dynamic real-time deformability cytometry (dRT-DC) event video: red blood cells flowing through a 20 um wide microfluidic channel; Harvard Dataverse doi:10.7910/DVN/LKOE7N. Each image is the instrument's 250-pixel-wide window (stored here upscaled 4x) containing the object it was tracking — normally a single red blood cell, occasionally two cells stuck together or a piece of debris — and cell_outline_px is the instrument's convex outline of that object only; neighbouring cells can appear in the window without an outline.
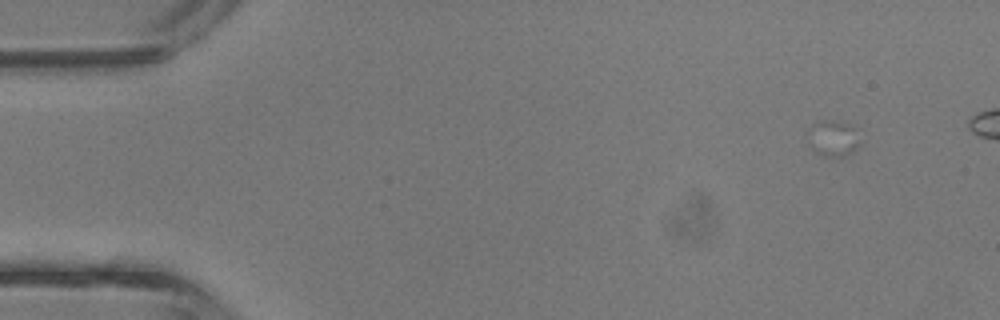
{"species": "common noctule bat (a hibernating species)", "species_latin": "Nyctalus noctula", "temperature_condition": "room temperature", "stored_images_in_passage": 3, "camera_frame_rate_fps": 3000, "um_per_image_px": 0.085, "animal": {"sex": "male", "body_mass_g": 13.3}, "frame": {"image": 1, "passage_image": 1, "time_ms": 0.0, "image_size_px": [1000, 320], "cell_outline_px": [[860, 144], [852, 152], [844, 156], [824, 156], [816, 152], [812, 148], [808, 140], [808, 132], [812, 124], [820, 120], [832, 120], [856, 128]], "centroid_in_image_um": [70.8, 11.76], "position_along_channel_um": 14.2, "area_um2": 10.81}}